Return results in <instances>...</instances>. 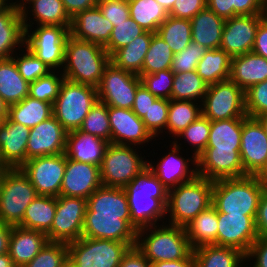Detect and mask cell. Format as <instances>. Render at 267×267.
Wrapping results in <instances>:
<instances>
[{
  "label": "cell",
  "instance_id": "cell-1",
  "mask_svg": "<svg viewBox=\"0 0 267 267\" xmlns=\"http://www.w3.org/2000/svg\"><path fill=\"white\" fill-rule=\"evenodd\" d=\"M123 189L131 221L138 229L165 223L168 190L148 167Z\"/></svg>",
  "mask_w": 267,
  "mask_h": 267
},
{
  "label": "cell",
  "instance_id": "cell-2",
  "mask_svg": "<svg viewBox=\"0 0 267 267\" xmlns=\"http://www.w3.org/2000/svg\"><path fill=\"white\" fill-rule=\"evenodd\" d=\"M135 246L150 263L194 259L184 227L166 222L138 229Z\"/></svg>",
  "mask_w": 267,
  "mask_h": 267
},
{
  "label": "cell",
  "instance_id": "cell-3",
  "mask_svg": "<svg viewBox=\"0 0 267 267\" xmlns=\"http://www.w3.org/2000/svg\"><path fill=\"white\" fill-rule=\"evenodd\" d=\"M109 63L104 46L69 35L61 72L68 81L97 87Z\"/></svg>",
  "mask_w": 267,
  "mask_h": 267
},
{
  "label": "cell",
  "instance_id": "cell-4",
  "mask_svg": "<svg viewBox=\"0 0 267 267\" xmlns=\"http://www.w3.org/2000/svg\"><path fill=\"white\" fill-rule=\"evenodd\" d=\"M264 190L255 175L215 180L212 205L221 213L256 215Z\"/></svg>",
  "mask_w": 267,
  "mask_h": 267
},
{
  "label": "cell",
  "instance_id": "cell-5",
  "mask_svg": "<svg viewBox=\"0 0 267 267\" xmlns=\"http://www.w3.org/2000/svg\"><path fill=\"white\" fill-rule=\"evenodd\" d=\"M213 181L197 175L168 191L166 223L185 227L200 212L212 205ZM169 220V221H167Z\"/></svg>",
  "mask_w": 267,
  "mask_h": 267
},
{
  "label": "cell",
  "instance_id": "cell-6",
  "mask_svg": "<svg viewBox=\"0 0 267 267\" xmlns=\"http://www.w3.org/2000/svg\"><path fill=\"white\" fill-rule=\"evenodd\" d=\"M97 101V87L64 79L52 104L53 116L67 132L79 130Z\"/></svg>",
  "mask_w": 267,
  "mask_h": 267
},
{
  "label": "cell",
  "instance_id": "cell-7",
  "mask_svg": "<svg viewBox=\"0 0 267 267\" xmlns=\"http://www.w3.org/2000/svg\"><path fill=\"white\" fill-rule=\"evenodd\" d=\"M67 246L68 267H119L131 248L127 242L86 237Z\"/></svg>",
  "mask_w": 267,
  "mask_h": 267
},
{
  "label": "cell",
  "instance_id": "cell-8",
  "mask_svg": "<svg viewBox=\"0 0 267 267\" xmlns=\"http://www.w3.org/2000/svg\"><path fill=\"white\" fill-rule=\"evenodd\" d=\"M134 148L136 147L108 144L100 166L103 186L124 188L147 168L148 159Z\"/></svg>",
  "mask_w": 267,
  "mask_h": 267
},
{
  "label": "cell",
  "instance_id": "cell-9",
  "mask_svg": "<svg viewBox=\"0 0 267 267\" xmlns=\"http://www.w3.org/2000/svg\"><path fill=\"white\" fill-rule=\"evenodd\" d=\"M36 196L35 187L21 168H9L0 189V222L18 226Z\"/></svg>",
  "mask_w": 267,
  "mask_h": 267
},
{
  "label": "cell",
  "instance_id": "cell-10",
  "mask_svg": "<svg viewBox=\"0 0 267 267\" xmlns=\"http://www.w3.org/2000/svg\"><path fill=\"white\" fill-rule=\"evenodd\" d=\"M34 29H25L24 46L51 71H61L70 35L69 29L66 26L53 25H39Z\"/></svg>",
  "mask_w": 267,
  "mask_h": 267
},
{
  "label": "cell",
  "instance_id": "cell-11",
  "mask_svg": "<svg viewBox=\"0 0 267 267\" xmlns=\"http://www.w3.org/2000/svg\"><path fill=\"white\" fill-rule=\"evenodd\" d=\"M201 110L211 121L244 118L245 92L231 80L208 85Z\"/></svg>",
  "mask_w": 267,
  "mask_h": 267
},
{
  "label": "cell",
  "instance_id": "cell-12",
  "mask_svg": "<svg viewBox=\"0 0 267 267\" xmlns=\"http://www.w3.org/2000/svg\"><path fill=\"white\" fill-rule=\"evenodd\" d=\"M141 84L139 75L119 69L110 62L97 86L98 100L108 107L132 109Z\"/></svg>",
  "mask_w": 267,
  "mask_h": 267
},
{
  "label": "cell",
  "instance_id": "cell-13",
  "mask_svg": "<svg viewBox=\"0 0 267 267\" xmlns=\"http://www.w3.org/2000/svg\"><path fill=\"white\" fill-rule=\"evenodd\" d=\"M87 199L57 197V207L51 229L46 233L48 241L69 244L82 237Z\"/></svg>",
  "mask_w": 267,
  "mask_h": 267
},
{
  "label": "cell",
  "instance_id": "cell-14",
  "mask_svg": "<svg viewBox=\"0 0 267 267\" xmlns=\"http://www.w3.org/2000/svg\"><path fill=\"white\" fill-rule=\"evenodd\" d=\"M65 167L66 156L63 153L31 158L20 168L35 187L37 195L58 197Z\"/></svg>",
  "mask_w": 267,
  "mask_h": 267
},
{
  "label": "cell",
  "instance_id": "cell-15",
  "mask_svg": "<svg viewBox=\"0 0 267 267\" xmlns=\"http://www.w3.org/2000/svg\"><path fill=\"white\" fill-rule=\"evenodd\" d=\"M172 142V143H171ZM171 151L162 156L157 164L154 161H148L147 167L162 182L163 186L169 191L195 178L197 173V158L191 155V158L185 159L179 154L182 150L181 143L176 139L170 141ZM193 164L192 168L190 167Z\"/></svg>",
  "mask_w": 267,
  "mask_h": 267
},
{
  "label": "cell",
  "instance_id": "cell-16",
  "mask_svg": "<svg viewBox=\"0 0 267 267\" xmlns=\"http://www.w3.org/2000/svg\"><path fill=\"white\" fill-rule=\"evenodd\" d=\"M265 15H236L225 20L220 49L230 57L251 52L259 23Z\"/></svg>",
  "mask_w": 267,
  "mask_h": 267
},
{
  "label": "cell",
  "instance_id": "cell-17",
  "mask_svg": "<svg viewBox=\"0 0 267 267\" xmlns=\"http://www.w3.org/2000/svg\"><path fill=\"white\" fill-rule=\"evenodd\" d=\"M256 215L226 214L217 211V245L234 247L247 254L258 238Z\"/></svg>",
  "mask_w": 267,
  "mask_h": 267
},
{
  "label": "cell",
  "instance_id": "cell-18",
  "mask_svg": "<svg viewBox=\"0 0 267 267\" xmlns=\"http://www.w3.org/2000/svg\"><path fill=\"white\" fill-rule=\"evenodd\" d=\"M240 158L246 175H256L267 160V135L260 123L248 116L242 118Z\"/></svg>",
  "mask_w": 267,
  "mask_h": 267
},
{
  "label": "cell",
  "instance_id": "cell-19",
  "mask_svg": "<svg viewBox=\"0 0 267 267\" xmlns=\"http://www.w3.org/2000/svg\"><path fill=\"white\" fill-rule=\"evenodd\" d=\"M197 173L212 181L246 176L240 150H216L214 147H206L197 157Z\"/></svg>",
  "mask_w": 267,
  "mask_h": 267
},
{
  "label": "cell",
  "instance_id": "cell-20",
  "mask_svg": "<svg viewBox=\"0 0 267 267\" xmlns=\"http://www.w3.org/2000/svg\"><path fill=\"white\" fill-rule=\"evenodd\" d=\"M108 117L112 144L137 146L140 149V145L145 146L154 139L132 109L108 107Z\"/></svg>",
  "mask_w": 267,
  "mask_h": 267
},
{
  "label": "cell",
  "instance_id": "cell-21",
  "mask_svg": "<svg viewBox=\"0 0 267 267\" xmlns=\"http://www.w3.org/2000/svg\"><path fill=\"white\" fill-rule=\"evenodd\" d=\"M67 133L53 115L32 127L26 146L27 160L34 157L63 154Z\"/></svg>",
  "mask_w": 267,
  "mask_h": 267
},
{
  "label": "cell",
  "instance_id": "cell-22",
  "mask_svg": "<svg viewBox=\"0 0 267 267\" xmlns=\"http://www.w3.org/2000/svg\"><path fill=\"white\" fill-rule=\"evenodd\" d=\"M101 186L99 166L66 158L60 195L88 199Z\"/></svg>",
  "mask_w": 267,
  "mask_h": 267
},
{
  "label": "cell",
  "instance_id": "cell-23",
  "mask_svg": "<svg viewBox=\"0 0 267 267\" xmlns=\"http://www.w3.org/2000/svg\"><path fill=\"white\" fill-rule=\"evenodd\" d=\"M85 216L119 217L126 220L136 231L131 221L125 190L120 187L101 186L87 199Z\"/></svg>",
  "mask_w": 267,
  "mask_h": 267
},
{
  "label": "cell",
  "instance_id": "cell-24",
  "mask_svg": "<svg viewBox=\"0 0 267 267\" xmlns=\"http://www.w3.org/2000/svg\"><path fill=\"white\" fill-rule=\"evenodd\" d=\"M30 130L7 117L0 122V156L6 166L17 168L27 161L26 146Z\"/></svg>",
  "mask_w": 267,
  "mask_h": 267
},
{
  "label": "cell",
  "instance_id": "cell-25",
  "mask_svg": "<svg viewBox=\"0 0 267 267\" xmlns=\"http://www.w3.org/2000/svg\"><path fill=\"white\" fill-rule=\"evenodd\" d=\"M113 24L104 17L98 6L77 13L71 21L70 35L105 46L110 40Z\"/></svg>",
  "mask_w": 267,
  "mask_h": 267
},
{
  "label": "cell",
  "instance_id": "cell-26",
  "mask_svg": "<svg viewBox=\"0 0 267 267\" xmlns=\"http://www.w3.org/2000/svg\"><path fill=\"white\" fill-rule=\"evenodd\" d=\"M82 237L127 242L134 247L137 231L119 217L85 216Z\"/></svg>",
  "mask_w": 267,
  "mask_h": 267
},
{
  "label": "cell",
  "instance_id": "cell-27",
  "mask_svg": "<svg viewBox=\"0 0 267 267\" xmlns=\"http://www.w3.org/2000/svg\"><path fill=\"white\" fill-rule=\"evenodd\" d=\"M108 144L109 142L100 137L74 130L67 133L64 154L71 160L100 167Z\"/></svg>",
  "mask_w": 267,
  "mask_h": 267
},
{
  "label": "cell",
  "instance_id": "cell-28",
  "mask_svg": "<svg viewBox=\"0 0 267 267\" xmlns=\"http://www.w3.org/2000/svg\"><path fill=\"white\" fill-rule=\"evenodd\" d=\"M47 242V235L41 231L12 226L8 253L14 266L24 267Z\"/></svg>",
  "mask_w": 267,
  "mask_h": 267
},
{
  "label": "cell",
  "instance_id": "cell-29",
  "mask_svg": "<svg viewBox=\"0 0 267 267\" xmlns=\"http://www.w3.org/2000/svg\"><path fill=\"white\" fill-rule=\"evenodd\" d=\"M229 80L244 92L267 80V59L254 52L231 57Z\"/></svg>",
  "mask_w": 267,
  "mask_h": 267
},
{
  "label": "cell",
  "instance_id": "cell-30",
  "mask_svg": "<svg viewBox=\"0 0 267 267\" xmlns=\"http://www.w3.org/2000/svg\"><path fill=\"white\" fill-rule=\"evenodd\" d=\"M21 15L24 29L33 27L36 21L35 25L37 23V26H66L70 30L72 21V18L65 10L62 0H34L27 5L26 9L21 12Z\"/></svg>",
  "mask_w": 267,
  "mask_h": 267
},
{
  "label": "cell",
  "instance_id": "cell-31",
  "mask_svg": "<svg viewBox=\"0 0 267 267\" xmlns=\"http://www.w3.org/2000/svg\"><path fill=\"white\" fill-rule=\"evenodd\" d=\"M25 29L21 13L8 4L0 11V59L11 58L24 46ZM18 47V48H17ZM15 52V53H14Z\"/></svg>",
  "mask_w": 267,
  "mask_h": 267
},
{
  "label": "cell",
  "instance_id": "cell-32",
  "mask_svg": "<svg viewBox=\"0 0 267 267\" xmlns=\"http://www.w3.org/2000/svg\"><path fill=\"white\" fill-rule=\"evenodd\" d=\"M192 42L207 49H220L225 20L208 7L198 12L191 20Z\"/></svg>",
  "mask_w": 267,
  "mask_h": 267
},
{
  "label": "cell",
  "instance_id": "cell-33",
  "mask_svg": "<svg viewBox=\"0 0 267 267\" xmlns=\"http://www.w3.org/2000/svg\"><path fill=\"white\" fill-rule=\"evenodd\" d=\"M194 267H243L246 254L237 248L204 245L193 249Z\"/></svg>",
  "mask_w": 267,
  "mask_h": 267
},
{
  "label": "cell",
  "instance_id": "cell-34",
  "mask_svg": "<svg viewBox=\"0 0 267 267\" xmlns=\"http://www.w3.org/2000/svg\"><path fill=\"white\" fill-rule=\"evenodd\" d=\"M154 34L155 33L145 31L130 44L116 50L110 56V62L119 69L139 76L142 75L143 61Z\"/></svg>",
  "mask_w": 267,
  "mask_h": 267
},
{
  "label": "cell",
  "instance_id": "cell-35",
  "mask_svg": "<svg viewBox=\"0 0 267 267\" xmlns=\"http://www.w3.org/2000/svg\"><path fill=\"white\" fill-rule=\"evenodd\" d=\"M192 249L204 245H217L218 219L213 205L200 212L184 227Z\"/></svg>",
  "mask_w": 267,
  "mask_h": 267
},
{
  "label": "cell",
  "instance_id": "cell-36",
  "mask_svg": "<svg viewBox=\"0 0 267 267\" xmlns=\"http://www.w3.org/2000/svg\"><path fill=\"white\" fill-rule=\"evenodd\" d=\"M29 96V83L20 75L12 58L0 59V97L10 106Z\"/></svg>",
  "mask_w": 267,
  "mask_h": 267
},
{
  "label": "cell",
  "instance_id": "cell-37",
  "mask_svg": "<svg viewBox=\"0 0 267 267\" xmlns=\"http://www.w3.org/2000/svg\"><path fill=\"white\" fill-rule=\"evenodd\" d=\"M56 207L57 197L37 195L26 208L18 226L46 234L53 224Z\"/></svg>",
  "mask_w": 267,
  "mask_h": 267
},
{
  "label": "cell",
  "instance_id": "cell-38",
  "mask_svg": "<svg viewBox=\"0 0 267 267\" xmlns=\"http://www.w3.org/2000/svg\"><path fill=\"white\" fill-rule=\"evenodd\" d=\"M52 115L51 103L27 96L22 101L8 106L7 118L12 122L32 128Z\"/></svg>",
  "mask_w": 267,
  "mask_h": 267
},
{
  "label": "cell",
  "instance_id": "cell-39",
  "mask_svg": "<svg viewBox=\"0 0 267 267\" xmlns=\"http://www.w3.org/2000/svg\"><path fill=\"white\" fill-rule=\"evenodd\" d=\"M242 118L210 120V133L207 147L216 150H240Z\"/></svg>",
  "mask_w": 267,
  "mask_h": 267
},
{
  "label": "cell",
  "instance_id": "cell-40",
  "mask_svg": "<svg viewBox=\"0 0 267 267\" xmlns=\"http://www.w3.org/2000/svg\"><path fill=\"white\" fill-rule=\"evenodd\" d=\"M231 57L221 49H208L196 66L207 85L229 80Z\"/></svg>",
  "mask_w": 267,
  "mask_h": 267
},
{
  "label": "cell",
  "instance_id": "cell-41",
  "mask_svg": "<svg viewBox=\"0 0 267 267\" xmlns=\"http://www.w3.org/2000/svg\"><path fill=\"white\" fill-rule=\"evenodd\" d=\"M130 17L145 31L156 33L168 18V11L156 0H133L128 2Z\"/></svg>",
  "mask_w": 267,
  "mask_h": 267
},
{
  "label": "cell",
  "instance_id": "cell-42",
  "mask_svg": "<svg viewBox=\"0 0 267 267\" xmlns=\"http://www.w3.org/2000/svg\"><path fill=\"white\" fill-rule=\"evenodd\" d=\"M202 114L201 103L195 101L169 100L166 133L174 137L193 123Z\"/></svg>",
  "mask_w": 267,
  "mask_h": 267
},
{
  "label": "cell",
  "instance_id": "cell-43",
  "mask_svg": "<svg viewBox=\"0 0 267 267\" xmlns=\"http://www.w3.org/2000/svg\"><path fill=\"white\" fill-rule=\"evenodd\" d=\"M156 34L170 46L174 54L179 53L192 42L191 22L168 16Z\"/></svg>",
  "mask_w": 267,
  "mask_h": 267
},
{
  "label": "cell",
  "instance_id": "cell-44",
  "mask_svg": "<svg viewBox=\"0 0 267 267\" xmlns=\"http://www.w3.org/2000/svg\"><path fill=\"white\" fill-rule=\"evenodd\" d=\"M207 88L208 85L198 75L196 70L176 73L173 79L171 99L202 103Z\"/></svg>",
  "mask_w": 267,
  "mask_h": 267
},
{
  "label": "cell",
  "instance_id": "cell-45",
  "mask_svg": "<svg viewBox=\"0 0 267 267\" xmlns=\"http://www.w3.org/2000/svg\"><path fill=\"white\" fill-rule=\"evenodd\" d=\"M173 57L174 53L170 46L155 33L152 36L148 52L143 61L142 75L171 69Z\"/></svg>",
  "mask_w": 267,
  "mask_h": 267
},
{
  "label": "cell",
  "instance_id": "cell-46",
  "mask_svg": "<svg viewBox=\"0 0 267 267\" xmlns=\"http://www.w3.org/2000/svg\"><path fill=\"white\" fill-rule=\"evenodd\" d=\"M80 131L100 137L111 143V127L108 117V106L99 100L84 118Z\"/></svg>",
  "mask_w": 267,
  "mask_h": 267
},
{
  "label": "cell",
  "instance_id": "cell-47",
  "mask_svg": "<svg viewBox=\"0 0 267 267\" xmlns=\"http://www.w3.org/2000/svg\"><path fill=\"white\" fill-rule=\"evenodd\" d=\"M60 72L51 71L46 76L29 83V96L39 101L53 104L65 79L62 72Z\"/></svg>",
  "mask_w": 267,
  "mask_h": 267
},
{
  "label": "cell",
  "instance_id": "cell-48",
  "mask_svg": "<svg viewBox=\"0 0 267 267\" xmlns=\"http://www.w3.org/2000/svg\"><path fill=\"white\" fill-rule=\"evenodd\" d=\"M24 267H68L67 244L48 241Z\"/></svg>",
  "mask_w": 267,
  "mask_h": 267
},
{
  "label": "cell",
  "instance_id": "cell-49",
  "mask_svg": "<svg viewBox=\"0 0 267 267\" xmlns=\"http://www.w3.org/2000/svg\"><path fill=\"white\" fill-rule=\"evenodd\" d=\"M210 133V119L204 117L202 114L186 129L177 135V139L187 140L188 144L194 149L192 156L196 158L205 150L209 140ZM179 137V138H178ZM194 152V153H193Z\"/></svg>",
  "mask_w": 267,
  "mask_h": 267
},
{
  "label": "cell",
  "instance_id": "cell-50",
  "mask_svg": "<svg viewBox=\"0 0 267 267\" xmlns=\"http://www.w3.org/2000/svg\"><path fill=\"white\" fill-rule=\"evenodd\" d=\"M145 30L131 17L127 20L117 23L110 34L109 42L104 46L105 50L111 56L116 50L130 44L139 37Z\"/></svg>",
  "mask_w": 267,
  "mask_h": 267
},
{
  "label": "cell",
  "instance_id": "cell-51",
  "mask_svg": "<svg viewBox=\"0 0 267 267\" xmlns=\"http://www.w3.org/2000/svg\"><path fill=\"white\" fill-rule=\"evenodd\" d=\"M24 48L25 50L21 48L22 53L19 52V56L17 53L16 56L13 55L11 58L15 61L18 71L25 81L28 83L34 82L51 72L28 48L25 46Z\"/></svg>",
  "mask_w": 267,
  "mask_h": 267
},
{
  "label": "cell",
  "instance_id": "cell-52",
  "mask_svg": "<svg viewBox=\"0 0 267 267\" xmlns=\"http://www.w3.org/2000/svg\"><path fill=\"white\" fill-rule=\"evenodd\" d=\"M169 100L157 98L148 108L145 116L142 118L145 128L155 139L160 133H166V125L168 121ZM164 129V131H163Z\"/></svg>",
  "mask_w": 267,
  "mask_h": 267
},
{
  "label": "cell",
  "instance_id": "cell-53",
  "mask_svg": "<svg viewBox=\"0 0 267 267\" xmlns=\"http://www.w3.org/2000/svg\"><path fill=\"white\" fill-rule=\"evenodd\" d=\"M142 85L155 97L171 100L174 73L170 69L140 75Z\"/></svg>",
  "mask_w": 267,
  "mask_h": 267
},
{
  "label": "cell",
  "instance_id": "cell-54",
  "mask_svg": "<svg viewBox=\"0 0 267 267\" xmlns=\"http://www.w3.org/2000/svg\"><path fill=\"white\" fill-rule=\"evenodd\" d=\"M207 51L206 47L191 42L184 50L174 54L170 70L174 74L196 70L198 62Z\"/></svg>",
  "mask_w": 267,
  "mask_h": 267
},
{
  "label": "cell",
  "instance_id": "cell-55",
  "mask_svg": "<svg viewBox=\"0 0 267 267\" xmlns=\"http://www.w3.org/2000/svg\"><path fill=\"white\" fill-rule=\"evenodd\" d=\"M245 110L251 118L267 113V80L245 91Z\"/></svg>",
  "mask_w": 267,
  "mask_h": 267
},
{
  "label": "cell",
  "instance_id": "cell-56",
  "mask_svg": "<svg viewBox=\"0 0 267 267\" xmlns=\"http://www.w3.org/2000/svg\"><path fill=\"white\" fill-rule=\"evenodd\" d=\"M97 6L104 17L111 21L113 27L130 17L127 0H98Z\"/></svg>",
  "mask_w": 267,
  "mask_h": 267
},
{
  "label": "cell",
  "instance_id": "cell-57",
  "mask_svg": "<svg viewBox=\"0 0 267 267\" xmlns=\"http://www.w3.org/2000/svg\"><path fill=\"white\" fill-rule=\"evenodd\" d=\"M207 7V0H175L169 16L191 20L198 12Z\"/></svg>",
  "mask_w": 267,
  "mask_h": 267
},
{
  "label": "cell",
  "instance_id": "cell-58",
  "mask_svg": "<svg viewBox=\"0 0 267 267\" xmlns=\"http://www.w3.org/2000/svg\"><path fill=\"white\" fill-rule=\"evenodd\" d=\"M246 261L250 262V267H267V237H258L254 241L246 254Z\"/></svg>",
  "mask_w": 267,
  "mask_h": 267
},
{
  "label": "cell",
  "instance_id": "cell-59",
  "mask_svg": "<svg viewBox=\"0 0 267 267\" xmlns=\"http://www.w3.org/2000/svg\"><path fill=\"white\" fill-rule=\"evenodd\" d=\"M234 16L264 15L265 0H233Z\"/></svg>",
  "mask_w": 267,
  "mask_h": 267
},
{
  "label": "cell",
  "instance_id": "cell-60",
  "mask_svg": "<svg viewBox=\"0 0 267 267\" xmlns=\"http://www.w3.org/2000/svg\"><path fill=\"white\" fill-rule=\"evenodd\" d=\"M157 99L142 84L137 88L132 111L142 119L150 105Z\"/></svg>",
  "mask_w": 267,
  "mask_h": 267
},
{
  "label": "cell",
  "instance_id": "cell-61",
  "mask_svg": "<svg viewBox=\"0 0 267 267\" xmlns=\"http://www.w3.org/2000/svg\"><path fill=\"white\" fill-rule=\"evenodd\" d=\"M255 227L258 237H267V189L263 191L259 201Z\"/></svg>",
  "mask_w": 267,
  "mask_h": 267
},
{
  "label": "cell",
  "instance_id": "cell-62",
  "mask_svg": "<svg viewBox=\"0 0 267 267\" xmlns=\"http://www.w3.org/2000/svg\"><path fill=\"white\" fill-rule=\"evenodd\" d=\"M150 265V261L134 246L123 256L119 267H150Z\"/></svg>",
  "mask_w": 267,
  "mask_h": 267
},
{
  "label": "cell",
  "instance_id": "cell-63",
  "mask_svg": "<svg viewBox=\"0 0 267 267\" xmlns=\"http://www.w3.org/2000/svg\"><path fill=\"white\" fill-rule=\"evenodd\" d=\"M207 7L224 20L234 17L233 0H207Z\"/></svg>",
  "mask_w": 267,
  "mask_h": 267
},
{
  "label": "cell",
  "instance_id": "cell-64",
  "mask_svg": "<svg viewBox=\"0 0 267 267\" xmlns=\"http://www.w3.org/2000/svg\"><path fill=\"white\" fill-rule=\"evenodd\" d=\"M252 52L267 59V17L259 23Z\"/></svg>",
  "mask_w": 267,
  "mask_h": 267
},
{
  "label": "cell",
  "instance_id": "cell-65",
  "mask_svg": "<svg viewBox=\"0 0 267 267\" xmlns=\"http://www.w3.org/2000/svg\"><path fill=\"white\" fill-rule=\"evenodd\" d=\"M68 15L73 18L77 13L97 6L98 0H62Z\"/></svg>",
  "mask_w": 267,
  "mask_h": 267
},
{
  "label": "cell",
  "instance_id": "cell-66",
  "mask_svg": "<svg viewBox=\"0 0 267 267\" xmlns=\"http://www.w3.org/2000/svg\"><path fill=\"white\" fill-rule=\"evenodd\" d=\"M12 232V226L0 222V255L9 252V240Z\"/></svg>",
  "mask_w": 267,
  "mask_h": 267
},
{
  "label": "cell",
  "instance_id": "cell-67",
  "mask_svg": "<svg viewBox=\"0 0 267 267\" xmlns=\"http://www.w3.org/2000/svg\"><path fill=\"white\" fill-rule=\"evenodd\" d=\"M150 267H194V259L158 261L155 263H151Z\"/></svg>",
  "mask_w": 267,
  "mask_h": 267
},
{
  "label": "cell",
  "instance_id": "cell-68",
  "mask_svg": "<svg viewBox=\"0 0 267 267\" xmlns=\"http://www.w3.org/2000/svg\"><path fill=\"white\" fill-rule=\"evenodd\" d=\"M264 189H267V160L265 165L260 169V171L255 175Z\"/></svg>",
  "mask_w": 267,
  "mask_h": 267
},
{
  "label": "cell",
  "instance_id": "cell-69",
  "mask_svg": "<svg viewBox=\"0 0 267 267\" xmlns=\"http://www.w3.org/2000/svg\"><path fill=\"white\" fill-rule=\"evenodd\" d=\"M9 0V4L12 5L13 7H15L20 13L26 9L27 4L29 5L31 2H33L34 0H17L15 2Z\"/></svg>",
  "mask_w": 267,
  "mask_h": 267
},
{
  "label": "cell",
  "instance_id": "cell-70",
  "mask_svg": "<svg viewBox=\"0 0 267 267\" xmlns=\"http://www.w3.org/2000/svg\"><path fill=\"white\" fill-rule=\"evenodd\" d=\"M0 267H15L9 253L0 255Z\"/></svg>",
  "mask_w": 267,
  "mask_h": 267
},
{
  "label": "cell",
  "instance_id": "cell-71",
  "mask_svg": "<svg viewBox=\"0 0 267 267\" xmlns=\"http://www.w3.org/2000/svg\"><path fill=\"white\" fill-rule=\"evenodd\" d=\"M8 116V105L0 97V122Z\"/></svg>",
  "mask_w": 267,
  "mask_h": 267
},
{
  "label": "cell",
  "instance_id": "cell-72",
  "mask_svg": "<svg viewBox=\"0 0 267 267\" xmlns=\"http://www.w3.org/2000/svg\"><path fill=\"white\" fill-rule=\"evenodd\" d=\"M255 119L260 123L264 132L267 135V113L260 114V115L256 116Z\"/></svg>",
  "mask_w": 267,
  "mask_h": 267
},
{
  "label": "cell",
  "instance_id": "cell-73",
  "mask_svg": "<svg viewBox=\"0 0 267 267\" xmlns=\"http://www.w3.org/2000/svg\"><path fill=\"white\" fill-rule=\"evenodd\" d=\"M162 7H164L168 12L172 9L175 0H156Z\"/></svg>",
  "mask_w": 267,
  "mask_h": 267
},
{
  "label": "cell",
  "instance_id": "cell-74",
  "mask_svg": "<svg viewBox=\"0 0 267 267\" xmlns=\"http://www.w3.org/2000/svg\"><path fill=\"white\" fill-rule=\"evenodd\" d=\"M7 170L8 169H0V189H1V184H2L3 178H4Z\"/></svg>",
  "mask_w": 267,
  "mask_h": 267
},
{
  "label": "cell",
  "instance_id": "cell-75",
  "mask_svg": "<svg viewBox=\"0 0 267 267\" xmlns=\"http://www.w3.org/2000/svg\"><path fill=\"white\" fill-rule=\"evenodd\" d=\"M9 0H0V11H2L9 3Z\"/></svg>",
  "mask_w": 267,
  "mask_h": 267
},
{
  "label": "cell",
  "instance_id": "cell-76",
  "mask_svg": "<svg viewBox=\"0 0 267 267\" xmlns=\"http://www.w3.org/2000/svg\"><path fill=\"white\" fill-rule=\"evenodd\" d=\"M10 167L6 166L5 163L2 161L0 156V169H9Z\"/></svg>",
  "mask_w": 267,
  "mask_h": 267
},
{
  "label": "cell",
  "instance_id": "cell-77",
  "mask_svg": "<svg viewBox=\"0 0 267 267\" xmlns=\"http://www.w3.org/2000/svg\"><path fill=\"white\" fill-rule=\"evenodd\" d=\"M264 15L267 17V0H265V13Z\"/></svg>",
  "mask_w": 267,
  "mask_h": 267
}]
</instances>
